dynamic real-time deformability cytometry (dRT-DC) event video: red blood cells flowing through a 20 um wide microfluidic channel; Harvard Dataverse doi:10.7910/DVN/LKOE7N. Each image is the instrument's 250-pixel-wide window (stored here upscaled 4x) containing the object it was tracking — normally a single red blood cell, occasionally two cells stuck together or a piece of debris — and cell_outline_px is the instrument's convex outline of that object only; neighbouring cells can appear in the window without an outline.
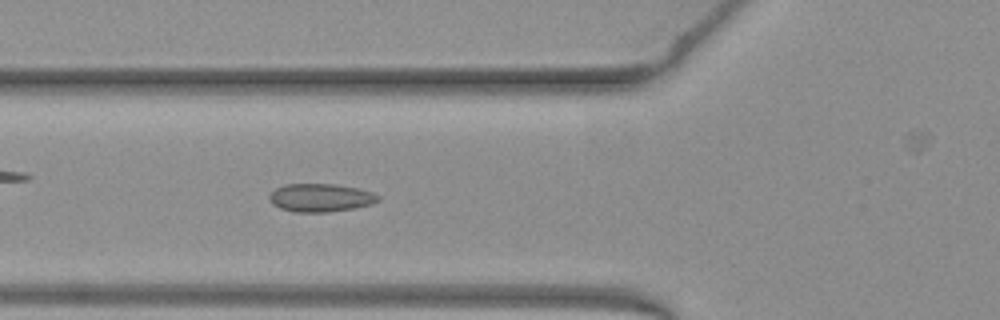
{"species": "common noctule bat (a hibernating species)", "species_latin": "Nyctalus noctula", "temperature_condition": "warm", "stored_images_in_passage": 52, "camera_frame_rate_fps": 3000, "um_per_image_px": 0.085, "animal": {"sex": "female", "body_mass_g": 19.3, "forearm_length_mm": 54.1}, "frame": {"image": 1, "passage_image": 18, "time_ms": 5.667, "image_size_px": [1000, 320], "cell_outline_px": [[380, 200], [372, 204], [352, 208], [328, 212], [292, 212], [280, 208], [272, 204], [268, 200], [268, 196], [276, 188], [284, 184], [336, 184], [356, 188], [372, 192], [380, 196]], "centroid_in_image_um": [27.22, 16.81], "position_along_channel_um": 98.6, "area_um2": 17.92}}
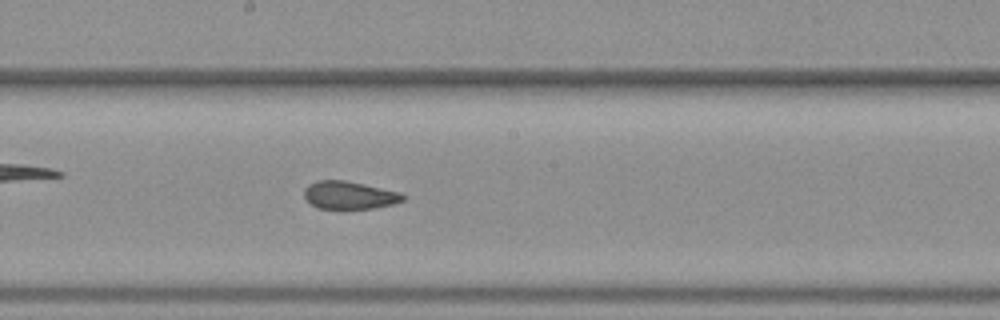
{"frame": {"image": 2, "passage_image": 27, "time_ms": 8.667, "image_size_px": [1000, 320], "cell_outline_px": [[408, 196], [404, 200], [392, 204], [372, 208], [316, 208], [304, 196], [304, 188], [308, 184], [316, 180], [344, 180], [364, 184], [400, 192]], "centroid_in_image_um": [29.7, 16.57], "position_along_channel_um": 218.5, "area_um2": 15.95}}
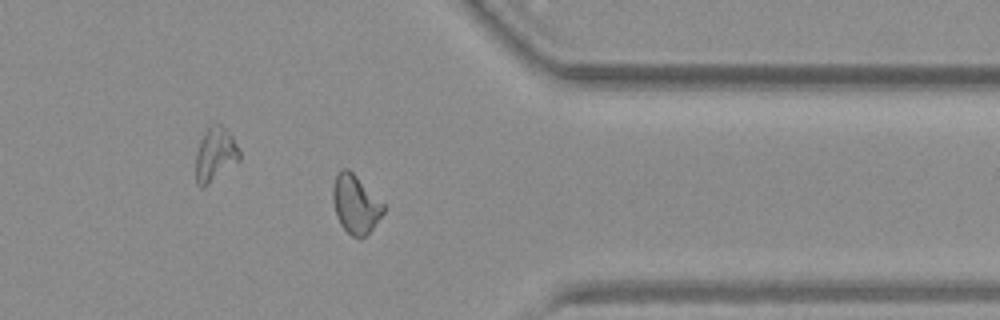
{"frame": {"image": 3, "passage_image": 40, "time_ms": 13.0, "image_size_px": [1000, 320], "cell_outline_px": [[384, 212], [372, 228], [360, 240], [352, 236], [340, 224], [336, 216], [332, 200], [332, 188], [336, 176], [340, 168], [348, 168], [384, 204]], "centroid_in_image_um": [30.19, 17.36], "position_along_channel_um": 381.2, "area_um2": 17.11}, "authors_computed_cell_mechanics": {"area_um2": 17.3111, "velocity_mm_per_s": 3.9878, "shape_relaxation_time_tau1_ms": null, "shape_relaxation_time_tau2_ms": 1.5403, "deformation_change_tau1": null, "deformation_change_tau2": 0.0638}}